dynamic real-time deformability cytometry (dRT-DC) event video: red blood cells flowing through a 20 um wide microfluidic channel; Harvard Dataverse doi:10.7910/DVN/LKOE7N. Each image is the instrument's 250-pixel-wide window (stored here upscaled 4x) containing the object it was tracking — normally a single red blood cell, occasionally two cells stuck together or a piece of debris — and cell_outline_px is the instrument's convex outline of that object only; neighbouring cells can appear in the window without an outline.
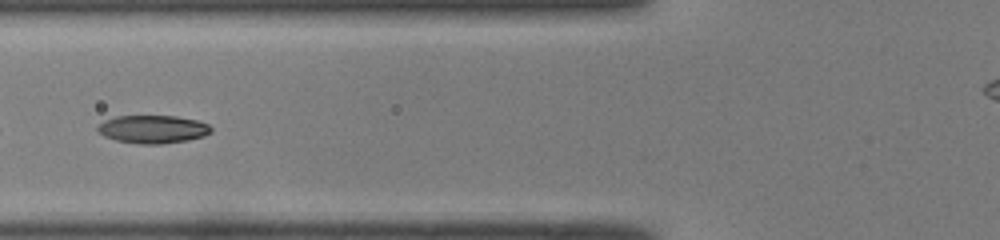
{"species": "common noctule bat (a hibernating species)", "species_latin": "Nyctalus noctula", "temperature_condition": "room temperature", "stored_images_in_passage": 9, "camera_frame_rate_fps": 3000, "um_per_image_px": 0.085, "animal": {"sex": "male", "body_mass_g": 19.0, "forearm_length_mm": 50.8}, "frame": {"image": 1, "passage_image": 7, "time_ms": 2.0, "image_size_px": [1000, 240], "cell_outline_px": [[212, 132], [204, 136], [188, 140], [160, 144], [140, 144], [116, 140], [104, 136], [96, 132], [96, 128], [104, 120], [116, 116], [176, 116], [196, 120], [208, 124], [212, 128]], "centroid_in_image_um": [12.98, 10.98], "position_along_channel_um": 112.8, "area_um2": 18.61}}